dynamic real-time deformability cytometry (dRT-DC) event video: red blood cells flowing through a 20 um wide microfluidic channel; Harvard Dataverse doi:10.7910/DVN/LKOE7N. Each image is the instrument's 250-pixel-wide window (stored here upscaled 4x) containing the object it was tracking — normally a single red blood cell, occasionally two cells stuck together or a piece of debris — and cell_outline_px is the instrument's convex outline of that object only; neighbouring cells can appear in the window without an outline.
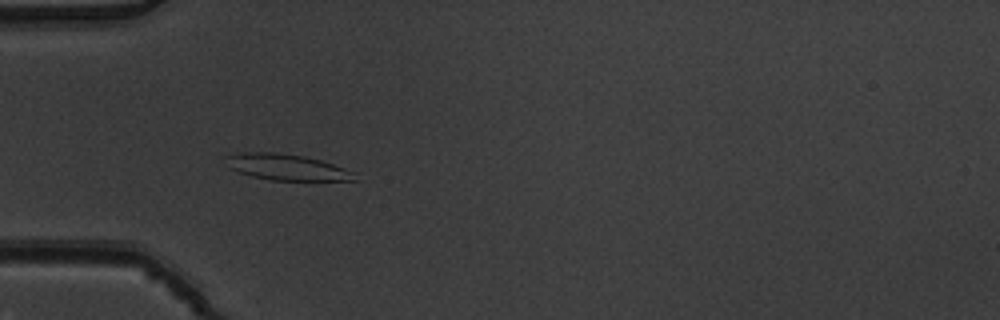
{"species": "common noctule bat (a hibernating species)", "species_latin": "Nyctalus noctula", "temperature_condition": "warm", "stored_images_in_passage": 53, "camera_frame_rate_fps": 3000, "um_per_image_px": 0.085, "animal": {"sex": "male", "body_mass_g": 19.5, "forearm_length_mm": 54.6}, "frame": {"image": 1, "passage_image": 17, "time_ms": 5.333, "image_size_px": [1000, 320], "cell_outline_px": [[356, 180], [272, 180], [252, 176], [228, 168], [224, 156], [244, 152], [276, 152], [304, 156], [320, 160], [356, 172]], "centroid_in_image_um": [24.34, 14.2], "position_along_channel_um": 60.7, "area_um2": 19.48}}
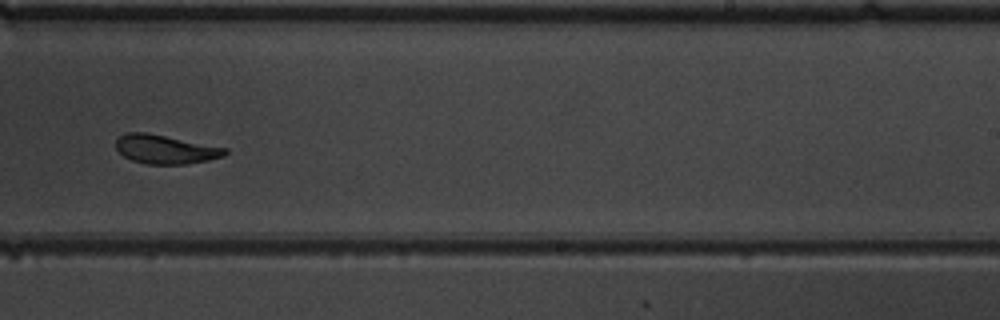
{"frame": {"image": 2, "passage_image": 34, "time_ms": 11.0, "image_size_px": [1000, 320], "cell_outline_px": [[228, 152], [224, 156], [208, 160], [184, 164], [148, 164], [132, 160], [124, 156], [116, 148], [116, 140], [120, 136], [128, 132], [144, 132], [228, 148]], "centroid_in_image_um": [14.07, 12.69], "position_along_channel_um": 274.9, "area_um2": 18.15}}
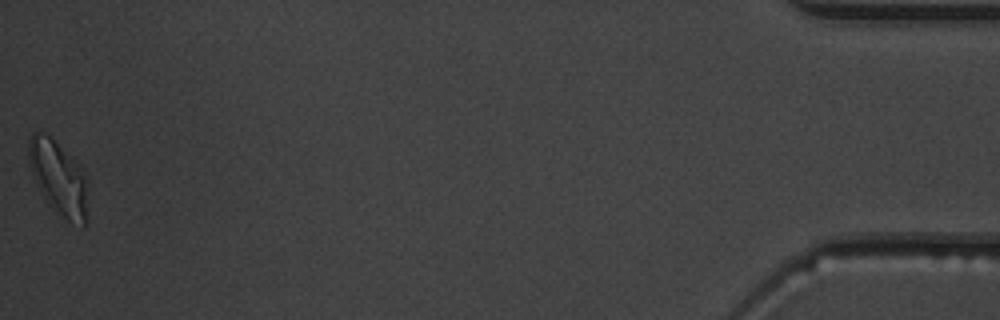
{"frame": {"image": 3, "passage_image": 53, "time_ms": 17.333, "image_size_px": [1000, 320], "cell_outline_px": [[88, 224], [84, 224], [68, 220], [48, 204], [32, 172], [28, 160], [28, 140], [32, 132], [44, 132], [80, 164], [88, 184]], "centroid_in_image_um": [5.01, 15.11], "position_along_channel_um": 430.2, "area_um2": 25.37}, "authors_computed_cell_mechanics": {"area_um2": 19.9988, "velocity_mm_per_s": 3.8683, "shape_relaxation_time_tau1_ms": 4.3411, "shape_relaxation_time_tau2_ms": 1.643, "deformation_change_tau1": 0.1609, "deformation_change_tau2": 0.0514}}